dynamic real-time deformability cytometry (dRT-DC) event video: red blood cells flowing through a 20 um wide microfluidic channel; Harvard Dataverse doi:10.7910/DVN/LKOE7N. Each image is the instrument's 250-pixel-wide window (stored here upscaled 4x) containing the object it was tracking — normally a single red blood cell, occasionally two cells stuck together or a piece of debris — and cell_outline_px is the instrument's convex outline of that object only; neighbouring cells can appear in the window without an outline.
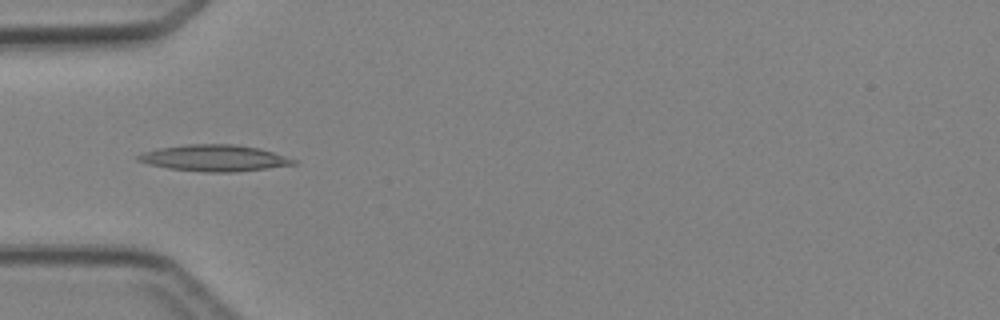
{"species": "Egyptian fruit bat (a non-hibernating species)", "species_latin": "Rousettus aegyptiacus", "temperature_condition": "cold", "stored_images_in_passage": 5, "camera_frame_rate_fps": 3000, "um_per_image_px": 0.085, "animal": {"sex": "female"}, "frame": {"image": 1, "passage_image": 4, "time_ms": 3.333, "image_size_px": [1000, 320], "cell_outline_px": [[296, 164], [236, 172], [204, 172], [168, 168], [148, 164], [136, 160], [136, 156], [140, 152], [156, 148], [184, 144], [236, 144], [260, 148], [296, 160]], "centroid_in_image_um": [18.14, 13.42], "position_along_channel_um": 66.9, "area_um2": 24.04}}
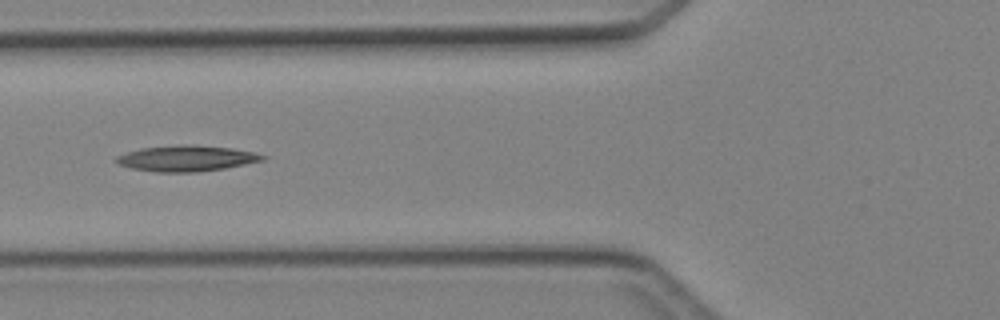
{"frame": {"image": 2, "passage_image": 5, "time_ms": 4.333, "image_size_px": [1000, 320], "cell_outline_px": [[268, 156], [264, 160], [224, 168], [196, 172], [156, 172], [132, 168], [120, 164], [112, 160], [116, 156], [140, 148], [180, 144], [196, 144], [232, 148], [256, 152]], "centroid_in_image_um": [15.86, 13.44], "position_along_channel_um": 109.9, "area_um2": 22.2}}